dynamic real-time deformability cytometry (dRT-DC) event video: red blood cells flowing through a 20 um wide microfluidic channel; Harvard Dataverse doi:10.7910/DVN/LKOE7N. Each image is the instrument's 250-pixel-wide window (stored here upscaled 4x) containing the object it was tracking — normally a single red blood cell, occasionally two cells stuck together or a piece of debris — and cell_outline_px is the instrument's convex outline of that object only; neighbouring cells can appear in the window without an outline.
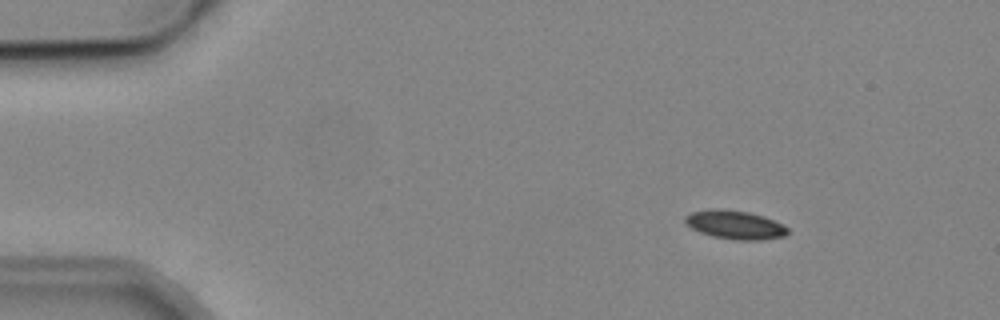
{"species": "common noctule bat (a hibernating species)", "species_latin": "Nyctalus noctula", "temperature_condition": "cold", "stored_images_in_passage": 9, "camera_frame_rate_fps": 3000, "um_per_image_px": 0.085, "animal": {"sex": "male", "body_mass_g": 19.2, "forearm_length_mm": 51.8}, "frame": {"image": 1, "passage_image": 2, "time_ms": 1.667, "image_size_px": [1000, 320], "cell_outline_px": [[788, 232], [784, 236], [760, 240], [740, 240], [712, 236], [700, 232], [692, 228], [684, 220], [684, 216], [692, 212], [716, 208], [748, 212], [764, 216], [784, 224], [788, 228]], "centroid_in_image_um": [62.5, 19.1], "position_along_channel_um": 22.5, "area_um2": 16.99}}
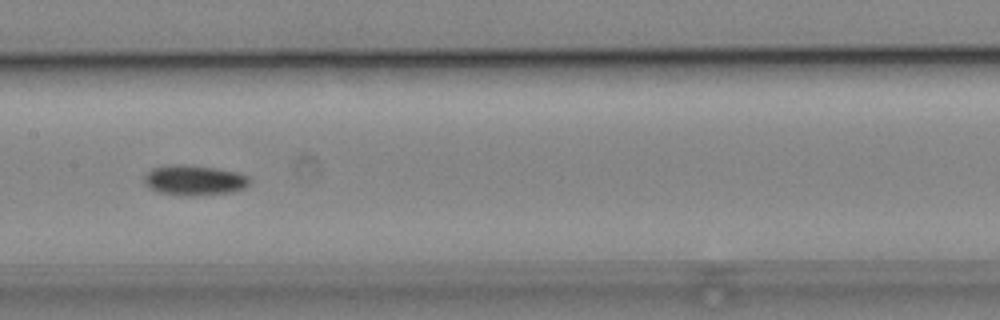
{"frame": {"image": 2, "passage_image": 8, "time_ms": 8.333, "image_size_px": [1000, 320], "cell_outline_px": [[252, 180], [244, 188], [232, 192], [184, 196], [160, 192], [152, 188], [144, 180], [144, 176], [152, 168], [168, 164], [180, 164], [216, 168], [236, 172], [248, 176]], "centroid_in_image_um": [16.53, 15.3], "position_along_channel_um": 190.9, "area_um2": 18.32}}
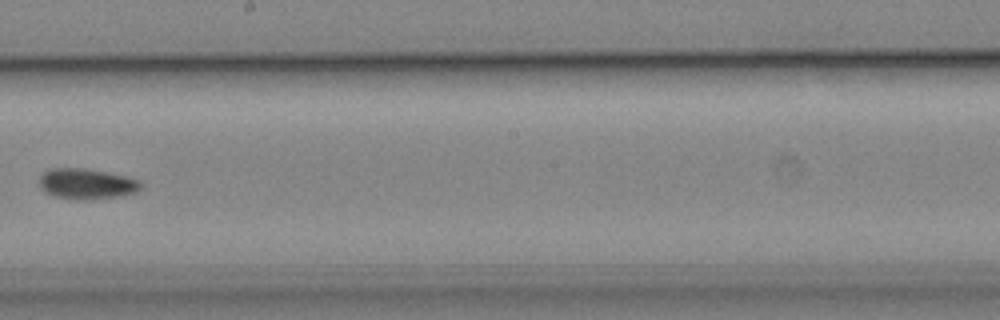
{"frame": {"image": 3, "passage_image": 9, "time_ms": 9.667, "image_size_px": [1000, 320], "cell_outline_px": [[140, 188], [136, 192], [120, 196], [88, 200], [80, 200], [56, 196], [40, 188], [40, 176], [48, 168], [84, 168], [124, 176], [140, 180]], "centroid_in_image_um": [7.35, 15.62], "position_along_channel_um": 240.8, "area_um2": 17.86}}